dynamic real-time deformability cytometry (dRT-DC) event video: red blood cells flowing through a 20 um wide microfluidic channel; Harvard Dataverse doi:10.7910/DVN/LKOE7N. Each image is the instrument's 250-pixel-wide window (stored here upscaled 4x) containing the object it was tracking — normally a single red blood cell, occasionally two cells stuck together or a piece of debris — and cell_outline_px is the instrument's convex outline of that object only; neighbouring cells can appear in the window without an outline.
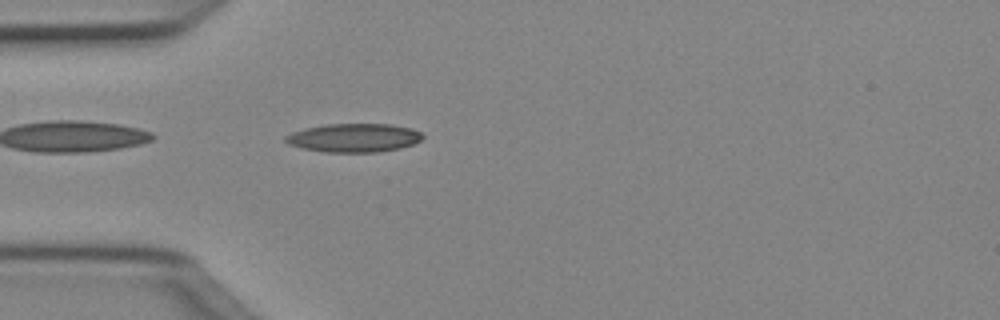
{"species": "Egyptian fruit bat (a non-hibernating species)", "species_latin": "Rousettus aegyptiacus", "temperature_condition": "cold", "stored_images_in_passage": 36, "camera_frame_rate_fps": 3000, "um_per_image_px": 0.085, "animal": {"sex": "female"}, "frame": {"image": 1, "passage_image": 1, "time_ms": 0.0, "image_size_px": [1000, 320], "cell_outline_px": [[424, 136], [420, 140], [412, 144], [400, 148], [376, 152], [324, 152], [304, 148], [288, 144], [284, 140], [284, 136], [292, 132], [304, 128], [324, 124], [392, 124], [412, 128], [420, 132]], "centroid_in_image_um": [30.06, 11.7], "position_along_channel_um": 54.9, "area_um2": 22.89}}
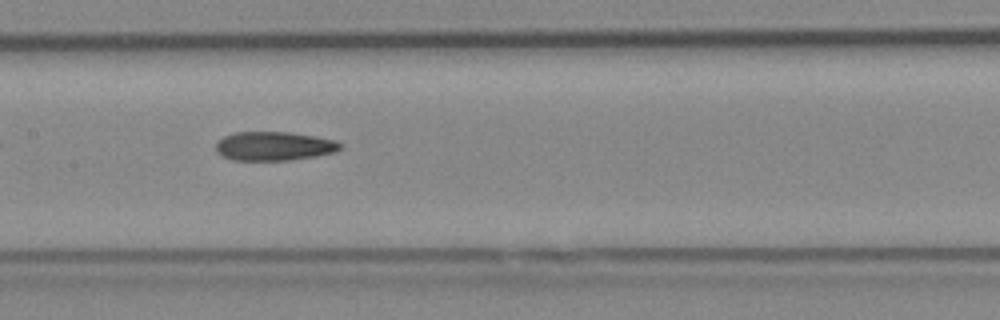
{"frame": {"image": 2, "passage_image": 11, "time_ms": 3.333, "image_size_px": [1000, 320], "cell_outline_px": [[344, 148], [336, 152], [316, 156], [288, 160], [232, 160], [220, 156], [216, 152], [216, 140], [224, 136], [236, 132], [292, 132], [316, 136], [336, 140], [344, 144]], "centroid_in_image_um": [23.32, 12.41], "position_along_channel_um": 184.1, "area_um2": 21.39}}
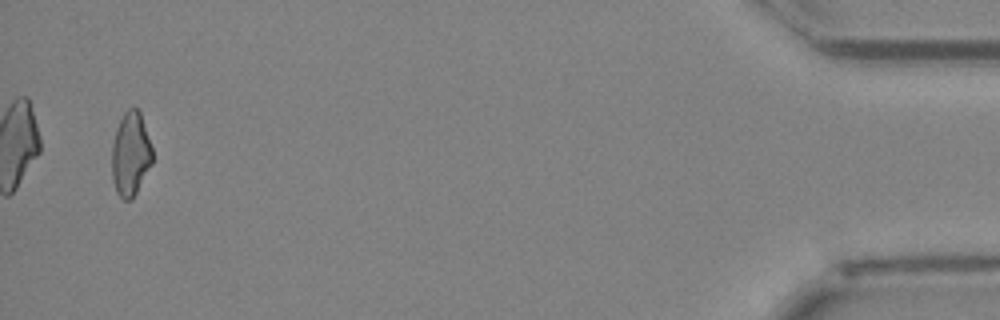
{"frame": {"image": 3, "passage_image": 35, "time_ms": 11.333, "image_size_px": [1000, 320], "cell_outline_px": [[152, 164], [132, 200], [124, 200], [116, 192], [112, 180], [112, 144], [116, 128], [124, 112], [128, 108], [136, 108], [140, 112], [152, 148]], "centroid_in_image_um": [11.09, 13.12], "position_along_channel_um": 424.1, "area_um2": 19.83}, "authors_computed_cell_mechanics": {"area_um2": 20.8947, "velocity_mm_per_s": 4.0649, "shape_relaxation_time_tau1_ms": null, "shape_relaxation_time_tau2_ms": 6.8535, "deformation_change_tau1": null, "deformation_change_tau2": 0.1725}}